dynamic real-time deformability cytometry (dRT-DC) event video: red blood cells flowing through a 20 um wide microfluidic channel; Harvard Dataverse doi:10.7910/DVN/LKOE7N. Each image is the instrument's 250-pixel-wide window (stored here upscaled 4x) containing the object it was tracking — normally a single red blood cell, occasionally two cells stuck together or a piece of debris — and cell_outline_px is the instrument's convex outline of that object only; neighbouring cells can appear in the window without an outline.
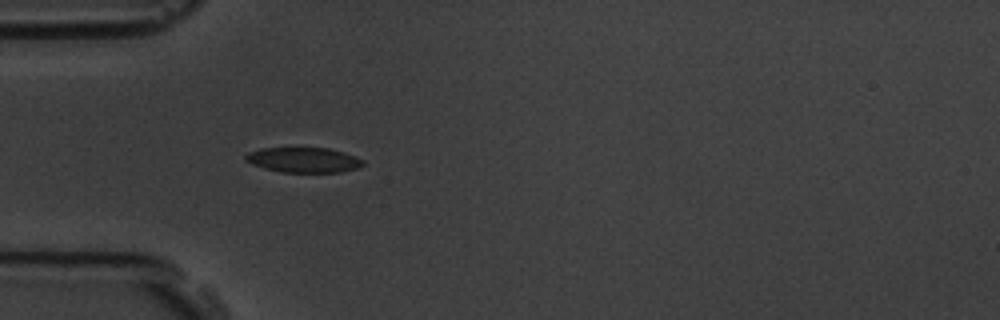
{"species": "common noctule bat (a hibernating species)", "species_latin": "Nyctalus noctula", "temperature_condition": "room temperature", "stored_images_in_passage": 5, "camera_frame_rate_fps": 3000, "um_per_image_px": 0.085, "animal": {"sex": "male", "body_mass_g": 19.5, "forearm_length_mm": 54.6}, "frame": {"image": 1, "passage_image": 5, "time_ms": 1.333, "image_size_px": [1000, 320], "cell_outline_px": [[364, 164], [360, 168], [340, 172], [284, 172], [264, 168], [252, 164], [244, 160], [244, 156], [248, 152], [260, 148], [328, 148], [344, 152], [364, 160]], "centroid_in_image_um": [25.81, 13.59], "position_along_channel_um": 59.2, "area_um2": 17.22}}